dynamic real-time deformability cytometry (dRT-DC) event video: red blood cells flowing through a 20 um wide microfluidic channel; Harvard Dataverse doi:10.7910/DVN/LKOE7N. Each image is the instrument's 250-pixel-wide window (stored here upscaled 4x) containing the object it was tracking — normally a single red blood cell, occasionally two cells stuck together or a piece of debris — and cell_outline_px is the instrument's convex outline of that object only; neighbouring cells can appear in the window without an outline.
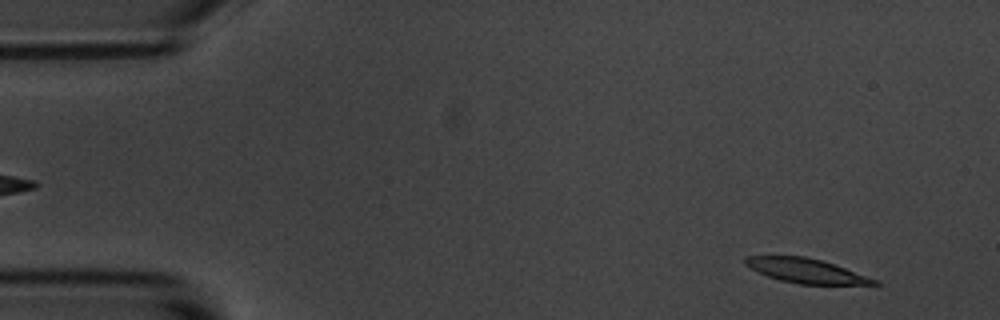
{"species": "common noctule bat (a hibernating species)", "species_latin": "Nyctalus noctula", "temperature_condition": "room temperature", "stored_images_in_passage": 4, "camera_frame_rate_fps": 3000, "um_per_image_px": 0.085, "animal": {"sex": "male", "body_mass_g": 20.1, "forearm_length_mm": 53.5}, "frame": {"image": 1, "passage_image": 1, "time_ms": 0.0, "image_size_px": [1000, 320], "cell_outline_px": [[884, 284], [796, 284], [780, 280], [756, 272], [744, 264], [744, 256], [804, 256], [820, 260], [880, 280]], "centroid_in_image_um": [68.49, 23.02], "position_along_channel_um": 16.5, "area_um2": 18.26}}
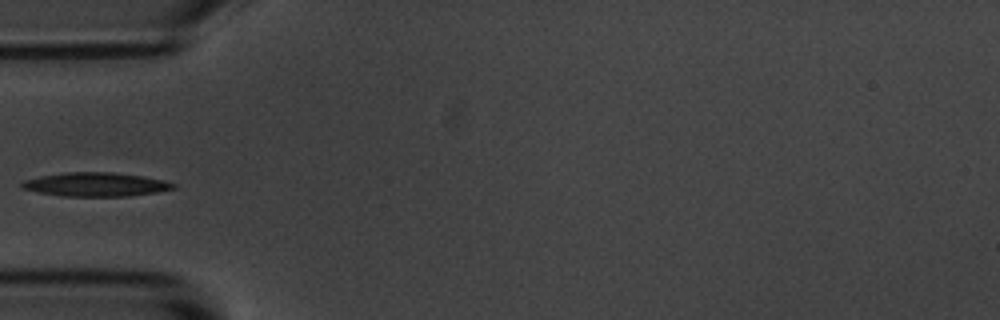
{"frame": {"image": 2, "passage_image": 4, "time_ms": 4.333, "image_size_px": [1000, 320], "cell_outline_px": [[176, 188], [156, 192], [128, 196], [64, 196], [40, 192], [24, 188], [20, 184], [24, 180], [40, 176], [64, 172], [112, 172], [140, 176], [164, 180], [176, 184]], "centroid_in_image_um": [8.16, 15.67], "position_along_channel_um": 76.8, "area_um2": 20.81}}